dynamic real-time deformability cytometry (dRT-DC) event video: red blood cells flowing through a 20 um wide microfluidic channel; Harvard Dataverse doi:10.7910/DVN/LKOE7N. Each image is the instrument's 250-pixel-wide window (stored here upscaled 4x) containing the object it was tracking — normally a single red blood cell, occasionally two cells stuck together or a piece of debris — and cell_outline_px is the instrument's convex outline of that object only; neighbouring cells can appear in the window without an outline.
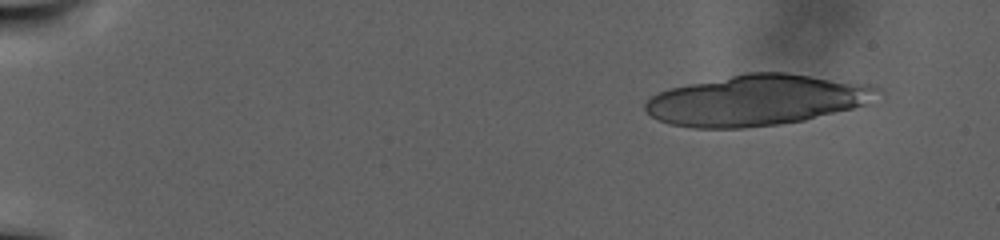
{"species": "human", "species_latin": "Homo sapiens", "temperature_condition": "warm", "stored_images_in_passage": 30, "camera_frame_rate_fps": 3000, "um_per_image_px": 0.085, "donor": {"sex": "male"}, "frame": {"image": 1, "passage_image": 1, "time_ms": 0.0, "image_size_px": [1000, 240], "cell_outline_px": [[884, 96], [868, 104], [804, 120], [776, 124], [744, 128], [692, 128], [668, 124], [652, 116], [644, 108], [644, 104], [652, 96], [668, 88], [748, 72], [788, 72], [872, 84], [880, 88], [884, 92]], "centroid_in_image_um": [64.41, 8.5], "position_along_channel_um": 20.6, "area_um2": 69.07}}